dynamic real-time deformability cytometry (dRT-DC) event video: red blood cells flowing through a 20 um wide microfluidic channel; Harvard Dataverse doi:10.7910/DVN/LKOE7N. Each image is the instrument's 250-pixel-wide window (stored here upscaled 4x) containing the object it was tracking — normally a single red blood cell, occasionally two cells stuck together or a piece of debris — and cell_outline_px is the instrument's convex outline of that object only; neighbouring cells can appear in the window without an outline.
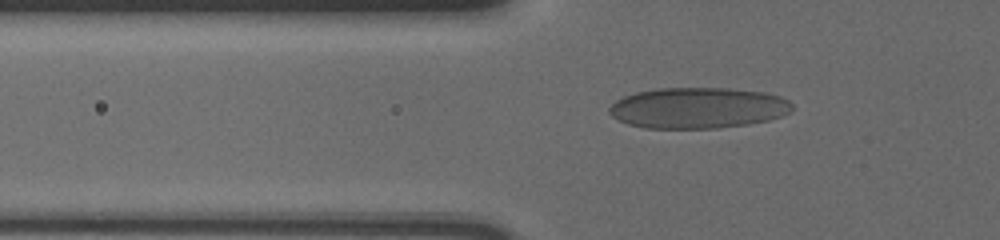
{"species": "human", "species_latin": "Homo sapiens", "temperature_condition": "cold", "stored_images_in_passage": 48, "camera_frame_rate_fps": 3000, "um_per_image_px": 0.085, "donor": {"sex": "male"}, "frame": {"image": 1, "passage_image": 13, "time_ms": 4.0, "image_size_px": [1000, 240], "cell_outline_px": [[792, 108], [788, 112], [780, 116], [768, 120], [748, 124], [716, 128], [644, 128], [628, 124], [612, 116], [608, 112], [608, 108], [616, 100], [624, 96], [636, 92], [656, 88], [728, 88], [764, 92], [780, 96], [788, 100], [792, 104]], "centroid_in_image_um": [59.3, 9.17], "position_along_channel_um": 66.5, "area_um2": 43.58}}
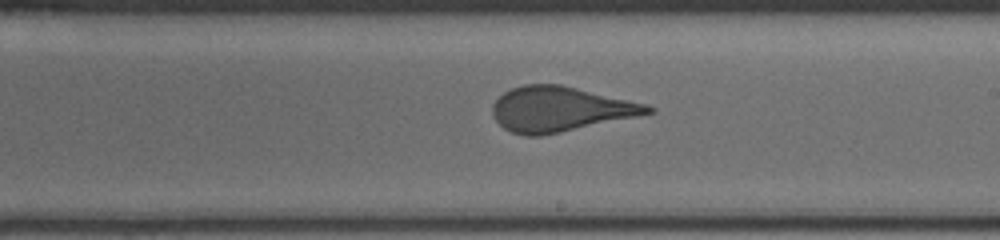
{"frame": {"image": 2, "passage_image": 28, "time_ms": 9.0, "image_size_px": [1000, 240], "cell_outline_px": [[656, 108], [652, 112], [636, 116], [560, 132], [540, 136], [524, 136], [512, 132], [504, 128], [496, 120], [492, 112], [492, 104], [504, 92], [512, 88], [524, 84], [560, 84], [648, 104]], "centroid_in_image_um": [47.58, 9.27], "position_along_channel_um": 241.4, "area_um2": 40.29}}
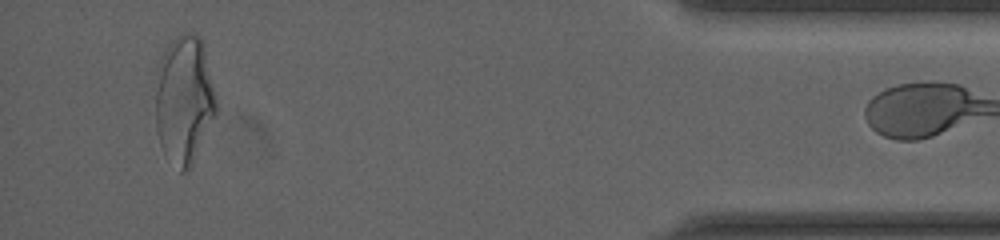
{"frame": {"image": 3, "passage_image": 47, "time_ms": 15.333, "image_size_px": [1000, 240], "cell_outline_px": [[216, 116], [192, 164], [184, 172], [180, 172], [160, 144], [156, 128], [156, 92], [160, 60], [168, 44], [176, 36], [188, 32], [192, 32], [200, 36], [204, 48], [216, 100]], "centroid_in_image_um": [15.66, 8.46], "position_along_channel_um": 419.5, "area_um2": 44.74}}